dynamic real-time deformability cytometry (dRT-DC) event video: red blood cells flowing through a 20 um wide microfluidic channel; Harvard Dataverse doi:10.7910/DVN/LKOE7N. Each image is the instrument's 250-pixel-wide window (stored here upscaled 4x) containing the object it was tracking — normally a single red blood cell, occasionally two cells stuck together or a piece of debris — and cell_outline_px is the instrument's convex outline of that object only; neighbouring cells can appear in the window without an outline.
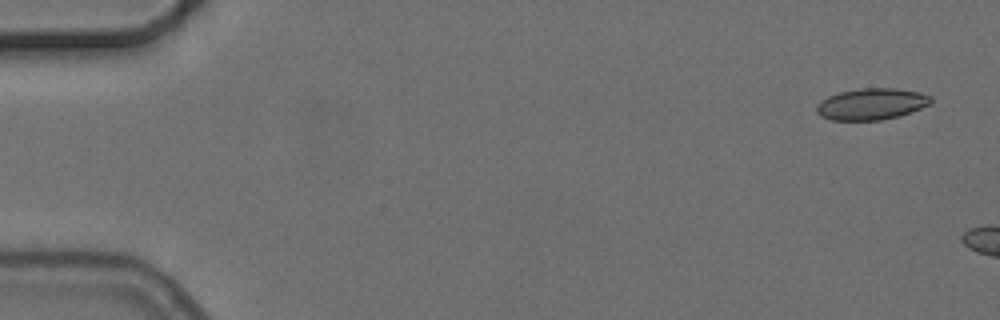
{"species": "common noctule bat (a hibernating species)", "species_latin": "Nyctalus noctula", "temperature_condition": "cold", "stored_images_in_passage": 3, "camera_frame_rate_fps": 3000, "um_per_image_px": 0.085, "animal": {"sex": "female", "body_mass_g": 24.6, "forearm_length_mm": 56.2}, "frame": {"image": 1, "passage_image": 1, "time_ms": 0.0, "image_size_px": [1000, 320], "cell_outline_px": [[932, 100], [928, 104], [912, 112], [900, 116], [880, 120], [832, 120], [820, 116], [816, 112], [816, 104], [820, 100], [828, 96], [840, 92], [860, 88], [896, 88], [920, 92], [932, 96]], "centroid_in_image_um": [74.06, 8.84], "position_along_channel_um": 10.9, "area_um2": 21.1}}